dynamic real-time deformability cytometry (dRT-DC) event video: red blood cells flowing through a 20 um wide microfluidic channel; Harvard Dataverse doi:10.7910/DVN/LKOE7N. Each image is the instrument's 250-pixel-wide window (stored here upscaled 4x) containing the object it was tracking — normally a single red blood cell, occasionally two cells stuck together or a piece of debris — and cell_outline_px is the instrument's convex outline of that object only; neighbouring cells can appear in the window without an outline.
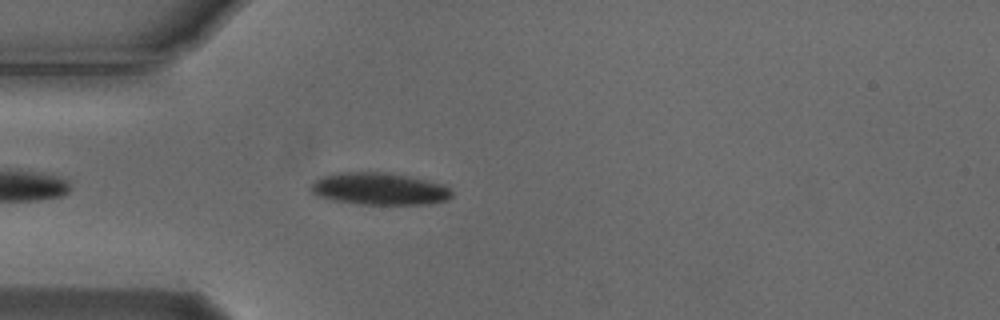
{"species": "Egyptian fruit bat (a non-hibernating species)", "species_latin": "Rousettus aegyptiacus", "temperature_condition": "cold", "stored_images_in_passage": 29, "camera_frame_rate_fps": 3000, "um_per_image_px": 0.085, "animal": {"sex": "male"}, "frame": {"image": 1, "passage_image": 5, "time_ms": 1.333, "image_size_px": [1000, 320], "cell_outline_px": [[452, 196], [448, 200], [432, 204], [356, 204], [332, 200], [320, 196], [312, 192], [308, 188], [316, 180], [324, 176], [344, 172], [376, 172], [404, 176], [444, 184], [452, 192]], "centroid_in_image_um": [32.25, 16.07], "position_along_channel_um": 52.7, "area_um2": 26.07}}
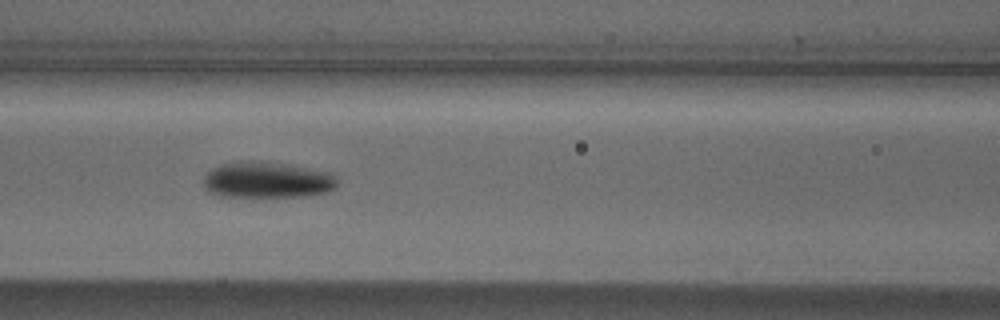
{"frame": {"image": 2, "passage_image": 13, "time_ms": 4.0, "image_size_px": [1000, 320], "cell_outline_px": [[336, 188], [328, 192], [304, 196], [216, 196], [208, 192], [204, 188], [204, 176], [212, 168], [220, 164], [284, 164], [332, 172], [336, 180]], "centroid_in_image_um": [22.73, 15.35], "position_along_channel_um": 143.9, "area_um2": 27.22}}
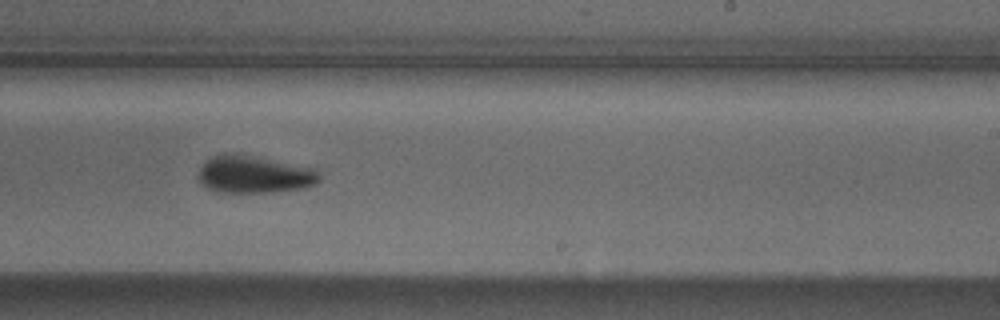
{"frame": {"image": 3, "passage_image": 23, "time_ms": 7.333, "image_size_px": [1000, 320], "cell_outline_px": [[320, 180], [316, 184], [304, 188], [276, 192], [220, 192], [208, 188], [196, 176], [200, 168], [212, 156], [224, 152], [232, 152], [316, 168], [320, 176]], "centroid_in_image_um": [21.63, 14.82], "position_along_channel_um": 267.4, "area_um2": 26.53}}